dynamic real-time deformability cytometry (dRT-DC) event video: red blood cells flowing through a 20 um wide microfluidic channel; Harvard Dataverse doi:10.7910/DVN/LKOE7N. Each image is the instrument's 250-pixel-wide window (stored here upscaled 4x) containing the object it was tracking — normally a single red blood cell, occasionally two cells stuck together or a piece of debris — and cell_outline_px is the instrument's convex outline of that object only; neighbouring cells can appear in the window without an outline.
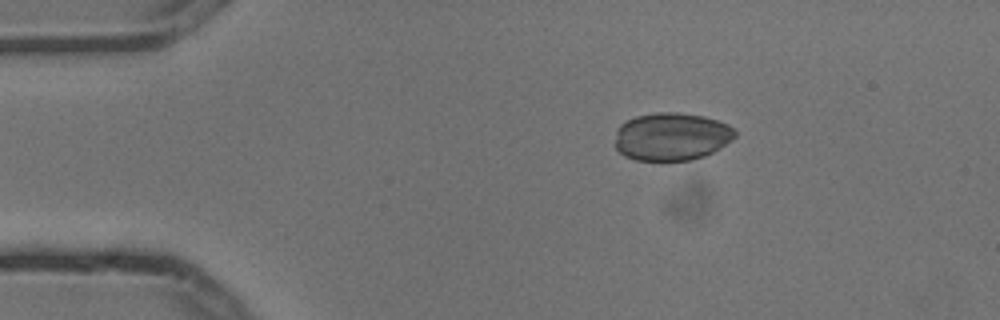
{"species": "common noctule bat (a hibernating species)", "species_latin": "Nyctalus noctula", "temperature_condition": "cold", "stored_images_in_passage": 3, "camera_frame_rate_fps": 3000, "um_per_image_px": 0.085, "animal": {"sex": "male", "body_mass_g": 13.3}, "frame": {"image": 1, "passage_image": 3, "time_ms": 0.667, "image_size_px": [1000, 320], "cell_outline_px": [[736, 136], [732, 140], [712, 152], [704, 156], [692, 160], [636, 160], [624, 156], [616, 148], [616, 128], [620, 124], [636, 116], [656, 112], [680, 112], [704, 116], [728, 124], [736, 132]], "centroid_in_image_um": [57.07, 11.6], "position_along_channel_um": 27.9, "area_um2": 33.52}}